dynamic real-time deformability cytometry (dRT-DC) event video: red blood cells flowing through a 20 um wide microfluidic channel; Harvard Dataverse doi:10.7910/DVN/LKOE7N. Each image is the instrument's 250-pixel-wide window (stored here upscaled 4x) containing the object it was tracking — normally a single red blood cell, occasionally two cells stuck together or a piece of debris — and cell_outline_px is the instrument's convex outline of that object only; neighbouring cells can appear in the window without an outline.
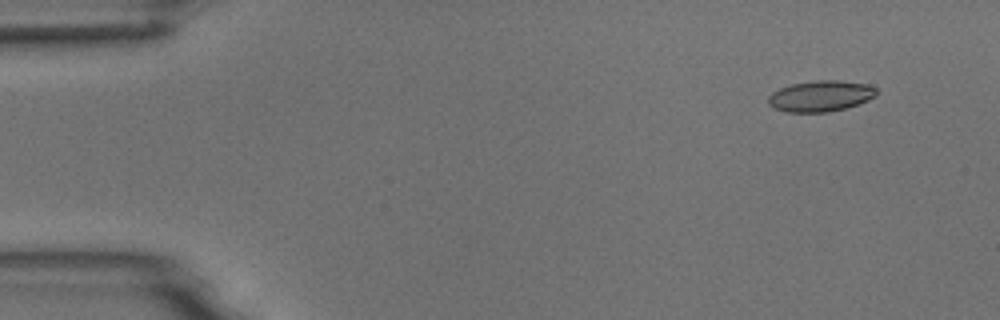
{"species": "common noctule bat (a hibernating species)", "species_latin": "Nyctalus noctula", "temperature_condition": "room temperature", "stored_images_in_passage": 3, "camera_frame_rate_fps": 3000, "um_per_image_px": 0.085, "animal": {"sex": "male", "body_mass_g": 18.8}, "frame": {"image": 1, "passage_image": 1, "time_ms": 0.0, "image_size_px": [1000, 320], "cell_outline_px": [[876, 96], [868, 100], [844, 108], [828, 112], [784, 112], [768, 104], [768, 96], [772, 92], [780, 88], [792, 84], [816, 80], [840, 80], [868, 84], [876, 88]], "centroid_in_image_um": [69.74, 8.16], "position_along_channel_um": 15.3, "area_um2": 19.48}}